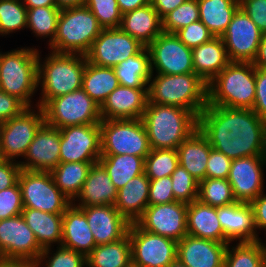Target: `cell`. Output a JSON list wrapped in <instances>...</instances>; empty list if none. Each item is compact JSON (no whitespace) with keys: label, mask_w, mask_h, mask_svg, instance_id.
<instances>
[{"label":"cell","mask_w":266,"mask_h":267,"mask_svg":"<svg viewBox=\"0 0 266 267\" xmlns=\"http://www.w3.org/2000/svg\"><path fill=\"white\" fill-rule=\"evenodd\" d=\"M149 205L165 204L175 201L171 176L150 179Z\"/></svg>","instance_id":"cell-50"},{"label":"cell","mask_w":266,"mask_h":267,"mask_svg":"<svg viewBox=\"0 0 266 267\" xmlns=\"http://www.w3.org/2000/svg\"><path fill=\"white\" fill-rule=\"evenodd\" d=\"M45 60L38 53V87L41 96L36 106L43 107L49 100L82 88L87 58L82 54L50 51ZM43 61V62H42Z\"/></svg>","instance_id":"cell-2"},{"label":"cell","mask_w":266,"mask_h":267,"mask_svg":"<svg viewBox=\"0 0 266 267\" xmlns=\"http://www.w3.org/2000/svg\"><path fill=\"white\" fill-rule=\"evenodd\" d=\"M187 233L224 243V232L218 219L217 208L198 199L187 204Z\"/></svg>","instance_id":"cell-30"},{"label":"cell","mask_w":266,"mask_h":267,"mask_svg":"<svg viewBox=\"0 0 266 267\" xmlns=\"http://www.w3.org/2000/svg\"><path fill=\"white\" fill-rule=\"evenodd\" d=\"M27 29V8L22 0H0V35Z\"/></svg>","instance_id":"cell-43"},{"label":"cell","mask_w":266,"mask_h":267,"mask_svg":"<svg viewBox=\"0 0 266 267\" xmlns=\"http://www.w3.org/2000/svg\"><path fill=\"white\" fill-rule=\"evenodd\" d=\"M38 48L24 47L2 52L0 90L32 107L31 98L38 90Z\"/></svg>","instance_id":"cell-7"},{"label":"cell","mask_w":266,"mask_h":267,"mask_svg":"<svg viewBox=\"0 0 266 267\" xmlns=\"http://www.w3.org/2000/svg\"><path fill=\"white\" fill-rule=\"evenodd\" d=\"M175 35L191 49L209 42L214 37L200 20L181 28Z\"/></svg>","instance_id":"cell-49"},{"label":"cell","mask_w":266,"mask_h":267,"mask_svg":"<svg viewBox=\"0 0 266 267\" xmlns=\"http://www.w3.org/2000/svg\"><path fill=\"white\" fill-rule=\"evenodd\" d=\"M27 106L17 97L0 90V124L21 114Z\"/></svg>","instance_id":"cell-54"},{"label":"cell","mask_w":266,"mask_h":267,"mask_svg":"<svg viewBox=\"0 0 266 267\" xmlns=\"http://www.w3.org/2000/svg\"><path fill=\"white\" fill-rule=\"evenodd\" d=\"M61 246L85 257L97 246L84 212L73 204L63 213Z\"/></svg>","instance_id":"cell-26"},{"label":"cell","mask_w":266,"mask_h":267,"mask_svg":"<svg viewBox=\"0 0 266 267\" xmlns=\"http://www.w3.org/2000/svg\"><path fill=\"white\" fill-rule=\"evenodd\" d=\"M150 179L145 173L135 176L117 190L115 208L131 224L136 223L149 205Z\"/></svg>","instance_id":"cell-27"},{"label":"cell","mask_w":266,"mask_h":267,"mask_svg":"<svg viewBox=\"0 0 266 267\" xmlns=\"http://www.w3.org/2000/svg\"><path fill=\"white\" fill-rule=\"evenodd\" d=\"M98 162L107 171L117 190L144 173L145 158L135 155H101Z\"/></svg>","instance_id":"cell-37"},{"label":"cell","mask_w":266,"mask_h":267,"mask_svg":"<svg viewBox=\"0 0 266 267\" xmlns=\"http://www.w3.org/2000/svg\"><path fill=\"white\" fill-rule=\"evenodd\" d=\"M179 165L178 152L175 149H151L145 158L144 173L149 179H161L171 176Z\"/></svg>","instance_id":"cell-42"},{"label":"cell","mask_w":266,"mask_h":267,"mask_svg":"<svg viewBox=\"0 0 266 267\" xmlns=\"http://www.w3.org/2000/svg\"><path fill=\"white\" fill-rule=\"evenodd\" d=\"M113 67H100L87 61L82 80V89L98 104L119 86Z\"/></svg>","instance_id":"cell-36"},{"label":"cell","mask_w":266,"mask_h":267,"mask_svg":"<svg viewBox=\"0 0 266 267\" xmlns=\"http://www.w3.org/2000/svg\"><path fill=\"white\" fill-rule=\"evenodd\" d=\"M56 7L60 9L85 6L87 0H54Z\"/></svg>","instance_id":"cell-61"},{"label":"cell","mask_w":266,"mask_h":267,"mask_svg":"<svg viewBox=\"0 0 266 267\" xmlns=\"http://www.w3.org/2000/svg\"><path fill=\"white\" fill-rule=\"evenodd\" d=\"M199 20L197 0H187L162 18V31L175 34L181 28Z\"/></svg>","instance_id":"cell-45"},{"label":"cell","mask_w":266,"mask_h":267,"mask_svg":"<svg viewBox=\"0 0 266 267\" xmlns=\"http://www.w3.org/2000/svg\"><path fill=\"white\" fill-rule=\"evenodd\" d=\"M200 21L214 37H221L239 8L235 0H197Z\"/></svg>","instance_id":"cell-34"},{"label":"cell","mask_w":266,"mask_h":267,"mask_svg":"<svg viewBox=\"0 0 266 267\" xmlns=\"http://www.w3.org/2000/svg\"><path fill=\"white\" fill-rule=\"evenodd\" d=\"M98 162L59 163L50 172L59 190L73 201L79 194L90 168Z\"/></svg>","instance_id":"cell-38"},{"label":"cell","mask_w":266,"mask_h":267,"mask_svg":"<svg viewBox=\"0 0 266 267\" xmlns=\"http://www.w3.org/2000/svg\"><path fill=\"white\" fill-rule=\"evenodd\" d=\"M167 267H187V266L183 265L178 260H176L173 263L169 264Z\"/></svg>","instance_id":"cell-64"},{"label":"cell","mask_w":266,"mask_h":267,"mask_svg":"<svg viewBox=\"0 0 266 267\" xmlns=\"http://www.w3.org/2000/svg\"><path fill=\"white\" fill-rule=\"evenodd\" d=\"M219 222L224 232V243L255 242L261 240L254 224L253 210L249 203L235 202L217 207Z\"/></svg>","instance_id":"cell-23"},{"label":"cell","mask_w":266,"mask_h":267,"mask_svg":"<svg viewBox=\"0 0 266 267\" xmlns=\"http://www.w3.org/2000/svg\"><path fill=\"white\" fill-rule=\"evenodd\" d=\"M262 32L239 7L226 31L221 36L230 62H253L256 58Z\"/></svg>","instance_id":"cell-17"},{"label":"cell","mask_w":266,"mask_h":267,"mask_svg":"<svg viewBox=\"0 0 266 267\" xmlns=\"http://www.w3.org/2000/svg\"><path fill=\"white\" fill-rule=\"evenodd\" d=\"M249 204L253 210L256 231H266V194L264 190Z\"/></svg>","instance_id":"cell-56"},{"label":"cell","mask_w":266,"mask_h":267,"mask_svg":"<svg viewBox=\"0 0 266 267\" xmlns=\"http://www.w3.org/2000/svg\"><path fill=\"white\" fill-rule=\"evenodd\" d=\"M1 59H2V51L0 52V63H1Z\"/></svg>","instance_id":"cell-66"},{"label":"cell","mask_w":266,"mask_h":267,"mask_svg":"<svg viewBox=\"0 0 266 267\" xmlns=\"http://www.w3.org/2000/svg\"><path fill=\"white\" fill-rule=\"evenodd\" d=\"M117 189L107 171L98 162L92 165L88 176L72 204L77 207L115 205ZM77 201V203L75 202Z\"/></svg>","instance_id":"cell-25"},{"label":"cell","mask_w":266,"mask_h":267,"mask_svg":"<svg viewBox=\"0 0 266 267\" xmlns=\"http://www.w3.org/2000/svg\"><path fill=\"white\" fill-rule=\"evenodd\" d=\"M56 248V251H52L51 247L43 249L35 263L36 267H87L83 254L62 246Z\"/></svg>","instance_id":"cell-44"},{"label":"cell","mask_w":266,"mask_h":267,"mask_svg":"<svg viewBox=\"0 0 266 267\" xmlns=\"http://www.w3.org/2000/svg\"><path fill=\"white\" fill-rule=\"evenodd\" d=\"M192 60L194 73L207 84L230 63L221 37H213L209 42L192 48Z\"/></svg>","instance_id":"cell-29"},{"label":"cell","mask_w":266,"mask_h":267,"mask_svg":"<svg viewBox=\"0 0 266 267\" xmlns=\"http://www.w3.org/2000/svg\"><path fill=\"white\" fill-rule=\"evenodd\" d=\"M85 214L96 245L113 243L128 234L130 223L114 205L79 207Z\"/></svg>","instance_id":"cell-21"},{"label":"cell","mask_w":266,"mask_h":267,"mask_svg":"<svg viewBox=\"0 0 266 267\" xmlns=\"http://www.w3.org/2000/svg\"><path fill=\"white\" fill-rule=\"evenodd\" d=\"M100 157L99 124L74 125L60 129V163L98 162Z\"/></svg>","instance_id":"cell-15"},{"label":"cell","mask_w":266,"mask_h":267,"mask_svg":"<svg viewBox=\"0 0 266 267\" xmlns=\"http://www.w3.org/2000/svg\"><path fill=\"white\" fill-rule=\"evenodd\" d=\"M152 74L194 73L192 49L175 34L162 32L148 46Z\"/></svg>","instance_id":"cell-14"},{"label":"cell","mask_w":266,"mask_h":267,"mask_svg":"<svg viewBox=\"0 0 266 267\" xmlns=\"http://www.w3.org/2000/svg\"><path fill=\"white\" fill-rule=\"evenodd\" d=\"M148 103V88L119 85L100 106L102 119H142Z\"/></svg>","instance_id":"cell-24"},{"label":"cell","mask_w":266,"mask_h":267,"mask_svg":"<svg viewBox=\"0 0 266 267\" xmlns=\"http://www.w3.org/2000/svg\"><path fill=\"white\" fill-rule=\"evenodd\" d=\"M261 157L266 163V123H265V130H264V140H263V146H262V152Z\"/></svg>","instance_id":"cell-63"},{"label":"cell","mask_w":266,"mask_h":267,"mask_svg":"<svg viewBox=\"0 0 266 267\" xmlns=\"http://www.w3.org/2000/svg\"><path fill=\"white\" fill-rule=\"evenodd\" d=\"M42 251L22 215L0 220V261L35 264Z\"/></svg>","instance_id":"cell-13"},{"label":"cell","mask_w":266,"mask_h":267,"mask_svg":"<svg viewBox=\"0 0 266 267\" xmlns=\"http://www.w3.org/2000/svg\"><path fill=\"white\" fill-rule=\"evenodd\" d=\"M113 69L121 86L148 88L152 70L147 47H144L138 54L120 62Z\"/></svg>","instance_id":"cell-33"},{"label":"cell","mask_w":266,"mask_h":267,"mask_svg":"<svg viewBox=\"0 0 266 267\" xmlns=\"http://www.w3.org/2000/svg\"><path fill=\"white\" fill-rule=\"evenodd\" d=\"M142 120L151 149H175L197 128L198 118L189 110L148 102Z\"/></svg>","instance_id":"cell-4"},{"label":"cell","mask_w":266,"mask_h":267,"mask_svg":"<svg viewBox=\"0 0 266 267\" xmlns=\"http://www.w3.org/2000/svg\"><path fill=\"white\" fill-rule=\"evenodd\" d=\"M21 169L50 172L60 163V129L43 123L24 156Z\"/></svg>","instance_id":"cell-20"},{"label":"cell","mask_w":266,"mask_h":267,"mask_svg":"<svg viewBox=\"0 0 266 267\" xmlns=\"http://www.w3.org/2000/svg\"><path fill=\"white\" fill-rule=\"evenodd\" d=\"M265 123L251 109L209 104L198 116V129L211 147L231 160L261 156Z\"/></svg>","instance_id":"cell-1"},{"label":"cell","mask_w":266,"mask_h":267,"mask_svg":"<svg viewBox=\"0 0 266 267\" xmlns=\"http://www.w3.org/2000/svg\"><path fill=\"white\" fill-rule=\"evenodd\" d=\"M117 2L121 13L124 14L150 4L151 0H117Z\"/></svg>","instance_id":"cell-59"},{"label":"cell","mask_w":266,"mask_h":267,"mask_svg":"<svg viewBox=\"0 0 266 267\" xmlns=\"http://www.w3.org/2000/svg\"><path fill=\"white\" fill-rule=\"evenodd\" d=\"M145 46L120 28L103 29L93 41L87 61L100 67H114L138 54Z\"/></svg>","instance_id":"cell-16"},{"label":"cell","mask_w":266,"mask_h":267,"mask_svg":"<svg viewBox=\"0 0 266 267\" xmlns=\"http://www.w3.org/2000/svg\"><path fill=\"white\" fill-rule=\"evenodd\" d=\"M103 30L86 6L61 9L57 33L48 49L55 53L86 55Z\"/></svg>","instance_id":"cell-6"},{"label":"cell","mask_w":266,"mask_h":267,"mask_svg":"<svg viewBox=\"0 0 266 267\" xmlns=\"http://www.w3.org/2000/svg\"><path fill=\"white\" fill-rule=\"evenodd\" d=\"M37 109V110H35ZM27 107L21 114L0 124V158H24L37 130L45 122L42 107Z\"/></svg>","instance_id":"cell-11"},{"label":"cell","mask_w":266,"mask_h":267,"mask_svg":"<svg viewBox=\"0 0 266 267\" xmlns=\"http://www.w3.org/2000/svg\"><path fill=\"white\" fill-rule=\"evenodd\" d=\"M21 171L19 162L0 158V191L14 186Z\"/></svg>","instance_id":"cell-55"},{"label":"cell","mask_w":266,"mask_h":267,"mask_svg":"<svg viewBox=\"0 0 266 267\" xmlns=\"http://www.w3.org/2000/svg\"><path fill=\"white\" fill-rule=\"evenodd\" d=\"M154 74L148 82V102L176 106L197 118L208 105V84L195 73Z\"/></svg>","instance_id":"cell-3"},{"label":"cell","mask_w":266,"mask_h":267,"mask_svg":"<svg viewBox=\"0 0 266 267\" xmlns=\"http://www.w3.org/2000/svg\"><path fill=\"white\" fill-rule=\"evenodd\" d=\"M21 215L42 249L52 247L55 243L61 246L63 214L23 208Z\"/></svg>","instance_id":"cell-32"},{"label":"cell","mask_w":266,"mask_h":267,"mask_svg":"<svg viewBox=\"0 0 266 267\" xmlns=\"http://www.w3.org/2000/svg\"><path fill=\"white\" fill-rule=\"evenodd\" d=\"M239 7L262 33H266V0H241Z\"/></svg>","instance_id":"cell-52"},{"label":"cell","mask_w":266,"mask_h":267,"mask_svg":"<svg viewBox=\"0 0 266 267\" xmlns=\"http://www.w3.org/2000/svg\"><path fill=\"white\" fill-rule=\"evenodd\" d=\"M265 161L261 156L232 160L228 181L237 202L250 203L264 190Z\"/></svg>","instance_id":"cell-19"},{"label":"cell","mask_w":266,"mask_h":267,"mask_svg":"<svg viewBox=\"0 0 266 267\" xmlns=\"http://www.w3.org/2000/svg\"><path fill=\"white\" fill-rule=\"evenodd\" d=\"M0 267H36L34 263L0 261Z\"/></svg>","instance_id":"cell-62"},{"label":"cell","mask_w":266,"mask_h":267,"mask_svg":"<svg viewBox=\"0 0 266 267\" xmlns=\"http://www.w3.org/2000/svg\"><path fill=\"white\" fill-rule=\"evenodd\" d=\"M187 0H151L152 7L162 19L165 15L183 4Z\"/></svg>","instance_id":"cell-57"},{"label":"cell","mask_w":266,"mask_h":267,"mask_svg":"<svg viewBox=\"0 0 266 267\" xmlns=\"http://www.w3.org/2000/svg\"><path fill=\"white\" fill-rule=\"evenodd\" d=\"M256 94L252 110L266 122V69L255 68Z\"/></svg>","instance_id":"cell-53"},{"label":"cell","mask_w":266,"mask_h":267,"mask_svg":"<svg viewBox=\"0 0 266 267\" xmlns=\"http://www.w3.org/2000/svg\"><path fill=\"white\" fill-rule=\"evenodd\" d=\"M85 6L94 14L103 29L120 27L123 14L117 0H87Z\"/></svg>","instance_id":"cell-47"},{"label":"cell","mask_w":266,"mask_h":267,"mask_svg":"<svg viewBox=\"0 0 266 267\" xmlns=\"http://www.w3.org/2000/svg\"><path fill=\"white\" fill-rule=\"evenodd\" d=\"M119 28L145 47L163 32L162 19L151 3L124 13Z\"/></svg>","instance_id":"cell-28"},{"label":"cell","mask_w":266,"mask_h":267,"mask_svg":"<svg viewBox=\"0 0 266 267\" xmlns=\"http://www.w3.org/2000/svg\"><path fill=\"white\" fill-rule=\"evenodd\" d=\"M232 160L214 148H211L207 162L206 178L227 179Z\"/></svg>","instance_id":"cell-51"},{"label":"cell","mask_w":266,"mask_h":267,"mask_svg":"<svg viewBox=\"0 0 266 267\" xmlns=\"http://www.w3.org/2000/svg\"><path fill=\"white\" fill-rule=\"evenodd\" d=\"M197 199L216 208L237 202L228 179H203L199 182Z\"/></svg>","instance_id":"cell-41"},{"label":"cell","mask_w":266,"mask_h":267,"mask_svg":"<svg viewBox=\"0 0 266 267\" xmlns=\"http://www.w3.org/2000/svg\"><path fill=\"white\" fill-rule=\"evenodd\" d=\"M262 247H263L264 267H266V241L265 243H263L262 241Z\"/></svg>","instance_id":"cell-65"},{"label":"cell","mask_w":266,"mask_h":267,"mask_svg":"<svg viewBox=\"0 0 266 267\" xmlns=\"http://www.w3.org/2000/svg\"><path fill=\"white\" fill-rule=\"evenodd\" d=\"M255 86V66L251 62H230L208 83V104L252 110Z\"/></svg>","instance_id":"cell-5"},{"label":"cell","mask_w":266,"mask_h":267,"mask_svg":"<svg viewBox=\"0 0 266 267\" xmlns=\"http://www.w3.org/2000/svg\"><path fill=\"white\" fill-rule=\"evenodd\" d=\"M133 267H167L177 260L176 241L131 223L128 230Z\"/></svg>","instance_id":"cell-12"},{"label":"cell","mask_w":266,"mask_h":267,"mask_svg":"<svg viewBox=\"0 0 266 267\" xmlns=\"http://www.w3.org/2000/svg\"><path fill=\"white\" fill-rule=\"evenodd\" d=\"M87 267H131V243L127 234L113 243L97 245L86 257Z\"/></svg>","instance_id":"cell-35"},{"label":"cell","mask_w":266,"mask_h":267,"mask_svg":"<svg viewBox=\"0 0 266 267\" xmlns=\"http://www.w3.org/2000/svg\"><path fill=\"white\" fill-rule=\"evenodd\" d=\"M22 3L27 9L35 7L56 6L54 0H22Z\"/></svg>","instance_id":"cell-60"},{"label":"cell","mask_w":266,"mask_h":267,"mask_svg":"<svg viewBox=\"0 0 266 267\" xmlns=\"http://www.w3.org/2000/svg\"><path fill=\"white\" fill-rule=\"evenodd\" d=\"M18 183L24 208L63 214L72 204L56 186L51 172L21 169Z\"/></svg>","instance_id":"cell-10"},{"label":"cell","mask_w":266,"mask_h":267,"mask_svg":"<svg viewBox=\"0 0 266 267\" xmlns=\"http://www.w3.org/2000/svg\"><path fill=\"white\" fill-rule=\"evenodd\" d=\"M252 64L255 68L266 69V33L262 34L258 52Z\"/></svg>","instance_id":"cell-58"},{"label":"cell","mask_w":266,"mask_h":267,"mask_svg":"<svg viewBox=\"0 0 266 267\" xmlns=\"http://www.w3.org/2000/svg\"><path fill=\"white\" fill-rule=\"evenodd\" d=\"M23 208L18 182L14 186L0 191V220L21 215Z\"/></svg>","instance_id":"cell-48"},{"label":"cell","mask_w":266,"mask_h":267,"mask_svg":"<svg viewBox=\"0 0 266 267\" xmlns=\"http://www.w3.org/2000/svg\"><path fill=\"white\" fill-rule=\"evenodd\" d=\"M228 243L224 267H264L262 239L255 242Z\"/></svg>","instance_id":"cell-39"},{"label":"cell","mask_w":266,"mask_h":267,"mask_svg":"<svg viewBox=\"0 0 266 267\" xmlns=\"http://www.w3.org/2000/svg\"><path fill=\"white\" fill-rule=\"evenodd\" d=\"M101 155H135L146 158L151 151L142 119H102Z\"/></svg>","instance_id":"cell-8"},{"label":"cell","mask_w":266,"mask_h":267,"mask_svg":"<svg viewBox=\"0 0 266 267\" xmlns=\"http://www.w3.org/2000/svg\"><path fill=\"white\" fill-rule=\"evenodd\" d=\"M211 148L208 139L198 128L177 147L179 164L198 182L206 178Z\"/></svg>","instance_id":"cell-31"},{"label":"cell","mask_w":266,"mask_h":267,"mask_svg":"<svg viewBox=\"0 0 266 267\" xmlns=\"http://www.w3.org/2000/svg\"><path fill=\"white\" fill-rule=\"evenodd\" d=\"M143 230L165 236L176 242L187 233V204L173 201L165 204L148 205L136 222Z\"/></svg>","instance_id":"cell-18"},{"label":"cell","mask_w":266,"mask_h":267,"mask_svg":"<svg viewBox=\"0 0 266 267\" xmlns=\"http://www.w3.org/2000/svg\"><path fill=\"white\" fill-rule=\"evenodd\" d=\"M42 109L45 123L57 129L100 124L102 120L100 105L82 88L49 100Z\"/></svg>","instance_id":"cell-9"},{"label":"cell","mask_w":266,"mask_h":267,"mask_svg":"<svg viewBox=\"0 0 266 267\" xmlns=\"http://www.w3.org/2000/svg\"><path fill=\"white\" fill-rule=\"evenodd\" d=\"M175 201L190 204L198 198L199 182L180 164L171 174Z\"/></svg>","instance_id":"cell-46"},{"label":"cell","mask_w":266,"mask_h":267,"mask_svg":"<svg viewBox=\"0 0 266 267\" xmlns=\"http://www.w3.org/2000/svg\"><path fill=\"white\" fill-rule=\"evenodd\" d=\"M227 246L187 234L177 243V260L187 267H224Z\"/></svg>","instance_id":"cell-22"},{"label":"cell","mask_w":266,"mask_h":267,"mask_svg":"<svg viewBox=\"0 0 266 267\" xmlns=\"http://www.w3.org/2000/svg\"><path fill=\"white\" fill-rule=\"evenodd\" d=\"M61 9L56 6L27 9V28L36 37L49 38L48 45L55 39Z\"/></svg>","instance_id":"cell-40"}]
</instances>
